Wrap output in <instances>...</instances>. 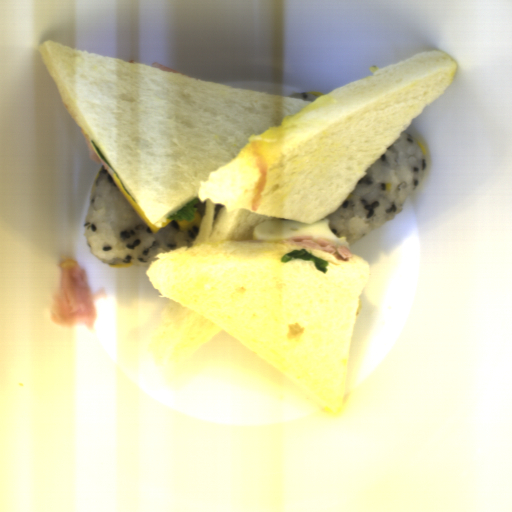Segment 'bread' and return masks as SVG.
<instances>
[{
	"instance_id": "obj_1",
	"label": "bread",
	"mask_w": 512,
	"mask_h": 512,
	"mask_svg": "<svg viewBox=\"0 0 512 512\" xmlns=\"http://www.w3.org/2000/svg\"><path fill=\"white\" fill-rule=\"evenodd\" d=\"M62 104L157 227L207 201L191 246L145 273L166 297L147 350L189 359L224 331L337 419L369 263L285 240H255L269 220L333 214L458 63L429 50L313 101L260 93L46 40L38 48ZM94 143V144H93ZM101 158V157H100ZM306 249L328 261L280 259Z\"/></svg>"
}]
</instances>
